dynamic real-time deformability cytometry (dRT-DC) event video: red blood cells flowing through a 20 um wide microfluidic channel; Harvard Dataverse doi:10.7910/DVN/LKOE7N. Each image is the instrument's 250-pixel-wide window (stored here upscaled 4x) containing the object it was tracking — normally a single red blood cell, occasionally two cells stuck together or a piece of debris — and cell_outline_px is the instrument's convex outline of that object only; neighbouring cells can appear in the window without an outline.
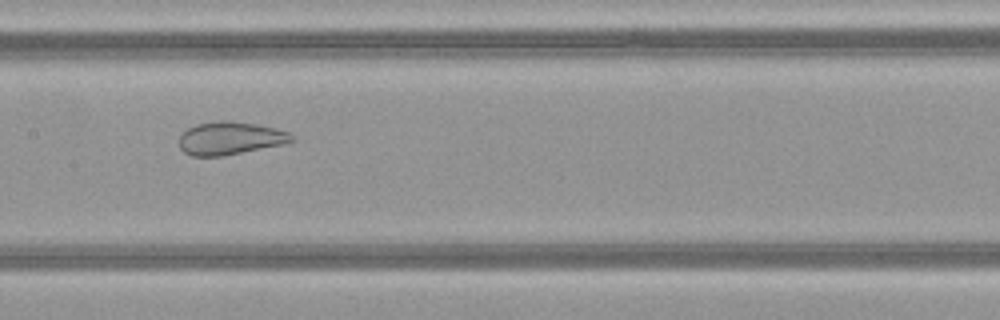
{"species": "common noctule bat (a hibernating species)", "species_latin": "Nyctalus noctula", "temperature_condition": "warm", "stored_images_in_passage": 40, "camera_frame_rate_fps": 3000, "um_per_image_px": 0.085, "animal": {"sex": "female", "body_mass_g": 21.9}, "frame": {"image": 1, "passage_image": 15, "time_ms": 4.667, "image_size_px": [1000, 320], "cell_outline_px": [[296, 140], [280, 144], [220, 156], [192, 156], [184, 152], [180, 148], [180, 136], [188, 128], [196, 124], [220, 120], [228, 120], [256, 124], [276, 128], [288, 132], [296, 136]], "centroid_in_image_um": [19.56, 11.73], "position_along_channel_um": 187.8, "area_um2": 21.33}}
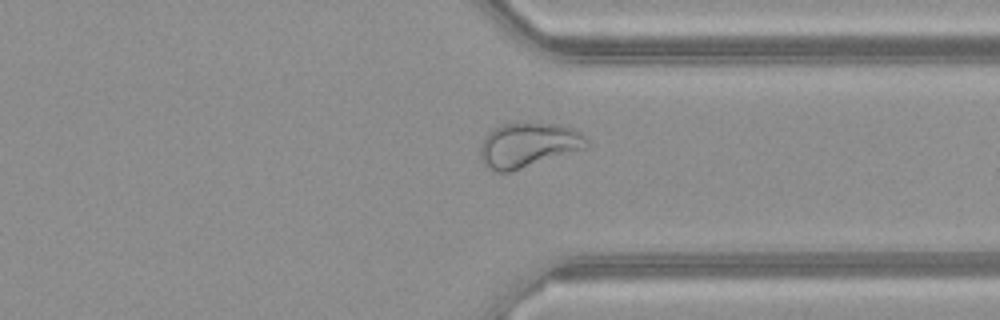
{"frame": {"image": 2, "passage_image": 28, "time_ms": 9.0, "image_size_px": [1000, 320], "cell_outline_px": [[588, 144], [584, 148], [508, 172], [496, 172], [488, 168], [484, 164], [480, 156], [480, 144], [488, 132], [504, 124], [560, 124], [576, 128], [588, 140]], "centroid_in_image_um": [44.88, 12.32], "position_along_channel_um": 366.5, "area_um2": 27.11}}
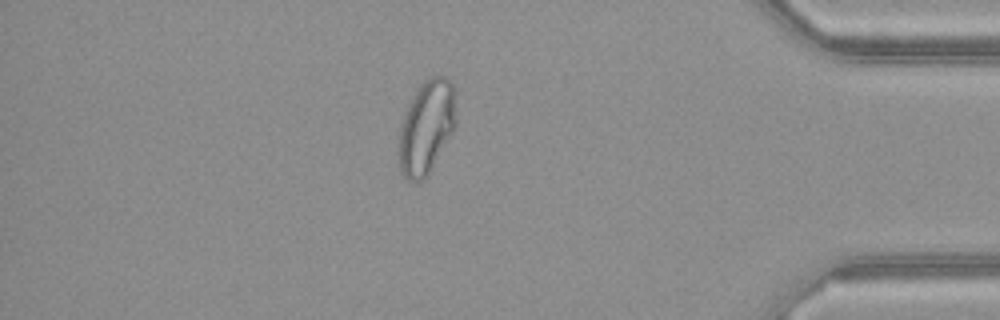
{"frame": {"image": 3, "passage_image": 33, "time_ms": 10.667, "image_size_px": [1000, 320], "cell_outline_px": [[456, 116], [452, 132], [428, 176], [424, 180], [416, 184], [408, 180], [400, 172], [400, 128], [408, 104], [412, 96], [424, 80], [428, 76], [448, 76], [452, 84]], "centroid_in_image_um": [36.25, 10.83], "position_along_channel_um": 399.0, "area_um2": 30.98}, "authors_computed_cell_mechanics": {"area_um2": 27.9463, "velocity_mm_per_s": 4.1321, "shape_relaxation_time_tau1_ms": null, "shape_relaxation_time_tau2_ms": 0.826, "deformation_change_tau1": null, "deformation_change_tau2": 0.0792}}